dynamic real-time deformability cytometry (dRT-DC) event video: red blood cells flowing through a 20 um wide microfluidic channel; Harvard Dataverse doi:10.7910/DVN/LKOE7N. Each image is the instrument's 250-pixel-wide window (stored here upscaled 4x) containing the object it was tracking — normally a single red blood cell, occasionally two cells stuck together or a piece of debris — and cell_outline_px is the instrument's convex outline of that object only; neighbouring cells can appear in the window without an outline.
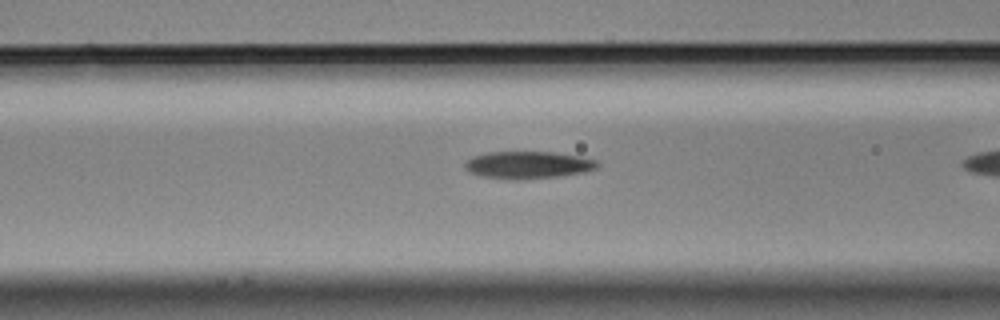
{"species": "Egyptian fruit bat (a non-hibernating species)", "species_latin": "Rousettus aegyptiacus", "temperature_condition": "cold", "stored_images_in_passage": 37, "camera_frame_rate_fps": 3000, "um_per_image_px": 0.085, "animal": {"sex": "male"}, "frame": {"image": 1, "passage_image": 15, "time_ms": 4.667, "image_size_px": [1000, 320], "cell_outline_px": [[600, 164], [596, 168], [584, 172], [556, 176], [524, 180], [516, 180], [480, 176], [468, 172], [464, 168], [464, 164], [472, 156], [488, 152], [552, 152], [576, 156], [596, 160]], "centroid_in_image_um": [44.82, 14.03], "position_along_channel_um": 121.8, "area_um2": 21.04}}
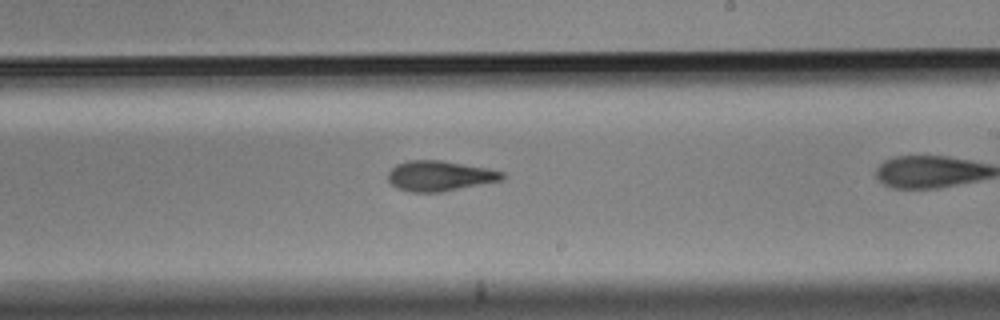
{"frame": {"image": 2, "passage_image": 26, "time_ms": 8.333, "image_size_px": [1000, 320], "cell_outline_px": [[504, 180], [444, 192], [408, 192], [396, 188], [388, 180], [388, 172], [396, 164], [408, 160], [440, 160], [488, 168], [504, 172]], "centroid_in_image_um": [37.38, 14.96], "position_along_channel_um": 251.6, "area_um2": 20.4}}
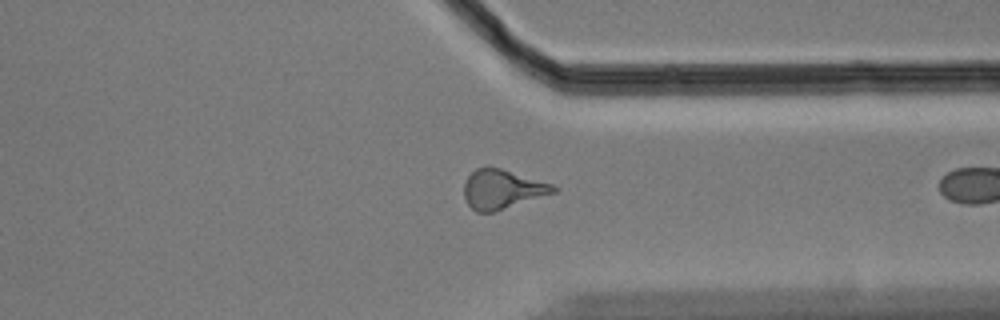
{"frame": {"image": 3, "passage_image": 36, "time_ms": 11.667, "image_size_px": [1000, 320], "cell_outline_px": [[556, 192], [492, 212], [476, 212], [468, 204], [464, 196], [464, 184], [468, 176], [476, 168], [500, 168], [552, 184], [556, 188]], "centroid_in_image_um": [42.66, 16.09], "position_along_channel_um": 368.7, "area_um2": 19.94}}